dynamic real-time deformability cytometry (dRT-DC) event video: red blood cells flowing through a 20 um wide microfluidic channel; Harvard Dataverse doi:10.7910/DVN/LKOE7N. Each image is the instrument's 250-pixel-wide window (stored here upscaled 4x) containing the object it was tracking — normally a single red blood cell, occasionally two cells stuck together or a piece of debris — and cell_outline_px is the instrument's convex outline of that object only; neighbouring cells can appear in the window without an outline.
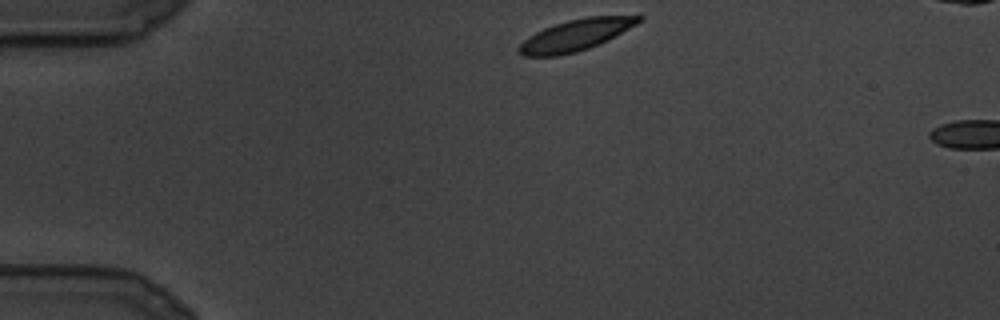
{"species": "common noctule bat (a hibernating species)", "species_latin": "Nyctalus noctula", "temperature_condition": "cold", "stored_images_in_passage": 6, "camera_frame_rate_fps": 3000, "um_per_image_px": 0.085, "animal": {"sex": "male", "body_mass_g": 19.5, "forearm_length_mm": 54.6}, "frame": {"image": 1, "passage_image": 1, "time_ms": 0.0, "image_size_px": [1000, 320], "cell_outline_px": [[644, 16], [636, 24], [608, 40], [588, 48], [576, 52], [560, 56], [524, 56], [516, 52], [516, 48], [524, 40], [536, 32], [544, 28], [568, 20], [588, 16]], "centroid_in_image_um": [48.88, 3.0], "position_along_channel_um": 36.1, "area_um2": 21.62}}